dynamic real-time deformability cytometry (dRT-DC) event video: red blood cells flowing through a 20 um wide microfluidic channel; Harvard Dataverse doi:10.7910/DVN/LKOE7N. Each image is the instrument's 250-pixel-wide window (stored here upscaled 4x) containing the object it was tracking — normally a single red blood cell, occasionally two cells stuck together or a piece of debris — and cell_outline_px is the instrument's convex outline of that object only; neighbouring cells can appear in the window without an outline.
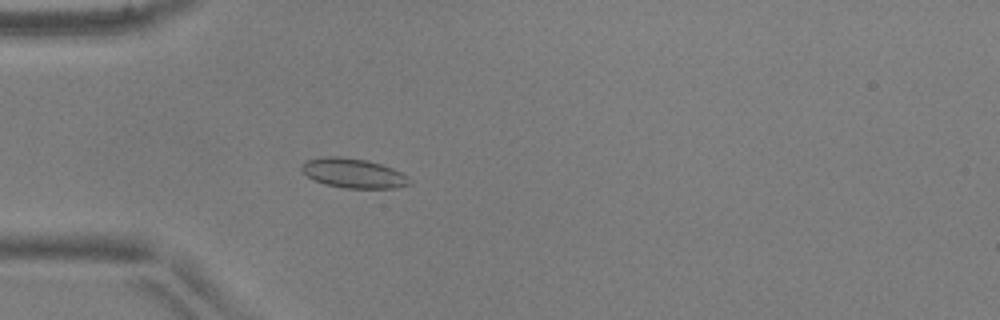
{"species": "common noctule bat (a hibernating species)", "species_latin": "Nyctalus noctula", "temperature_condition": "warm", "stored_images_in_passage": 51, "camera_frame_rate_fps": 3000, "um_per_image_px": 0.085, "animal": {"sex": "male", "body_mass_g": 17.9, "forearm_length_mm": 54.2}, "frame": {"image": 1, "passage_image": 15, "time_ms": 4.667, "image_size_px": [1000, 320], "cell_outline_px": [[412, 184], [396, 188], [344, 188], [324, 184], [308, 176], [300, 168], [300, 164], [304, 160], [320, 156], [340, 156], [368, 160], [392, 168], [408, 176], [412, 180]], "centroid_in_image_um": [30.03, 14.71], "position_along_channel_um": 55.0, "area_um2": 18.84}}
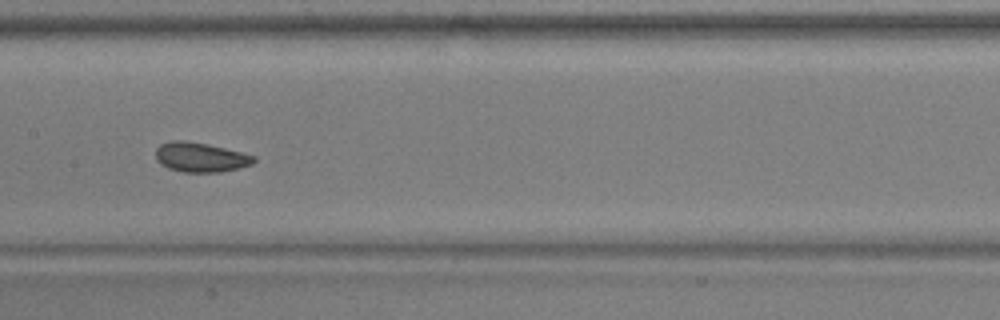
{"frame": {"image": 2, "passage_image": 26, "time_ms": 8.333, "image_size_px": [1000, 320], "cell_outline_px": [[256, 160], [252, 164], [240, 168], [220, 172], [184, 172], [168, 168], [160, 164], [156, 160], [156, 148], [160, 144], [172, 140], [184, 140], [208, 144], [244, 152], [256, 156]], "centroid_in_image_um": [17.06, 13.36], "position_along_channel_um": 190.3, "area_um2": 17.17}}
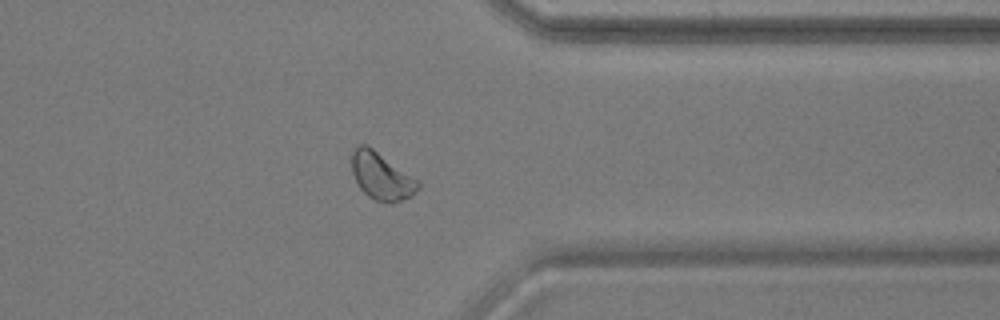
{"frame": {"image": 3, "passage_image": 41, "time_ms": 13.333, "image_size_px": [1000, 320], "cell_outline_px": [[420, 188], [412, 196], [392, 204], [388, 204], [376, 200], [368, 196], [356, 184], [352, 172], [352, 148], [356, 144], [368, 144], [416, 180], [420, 184]], "centroid_in_image_um": [32.38, 14.97], "position_along_channel_um": 379.0, "area_um2": 18.32}, "authors_computed_cell_mechanics": {"area_um2": 17.629, "velocity_mm_per_s": 3.8848, "shape_relaxation_time_tau1_ms": 5.8098, "shape_relaxation_time_tau2_ms": null, "deformation_change_tau1": 0.073, "deformation_change_tau2": null}}